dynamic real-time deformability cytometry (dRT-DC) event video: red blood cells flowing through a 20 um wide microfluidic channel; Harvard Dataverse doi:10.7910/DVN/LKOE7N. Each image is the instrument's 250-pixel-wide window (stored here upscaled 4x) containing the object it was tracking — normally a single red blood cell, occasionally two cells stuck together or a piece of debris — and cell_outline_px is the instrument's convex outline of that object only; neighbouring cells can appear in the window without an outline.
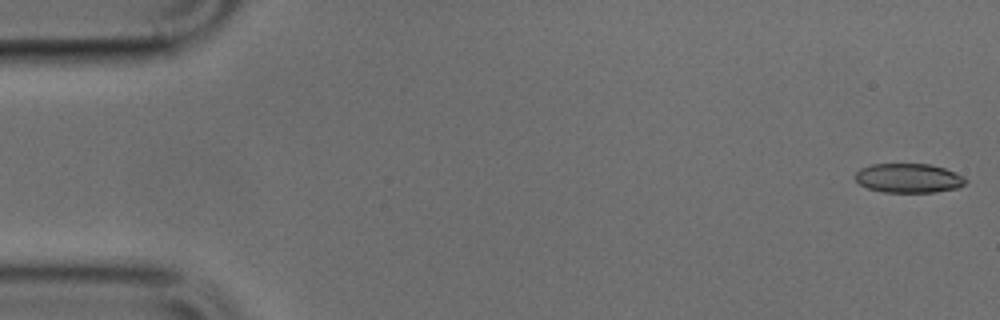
{"species": "common noctule bat (a hibernating species)", "species_latin": "Nyctalus noctula", "temperature_condition": "cold", "stored_images_in_passage": 50, "camera_frame_rate_fps": 3000, "um_per_image_px": 0.085, "animal": {"sex": "male", "body_mass_g": 17.9, "forearm_length_mm": 54.2}, "frame": {"image": 1, "passage_image": 1, "time_ms": 0.0, "image_size_px": [1000, 320], "cell_outline_px": [[968, 180], [960, 188], [936, 192], [884, 192], [868, 188], [860, 184], [856, 180], [856, 172], [860, 168], [872, 164], [928, 164], [944, 168], [964, 176]], "centroid_in_image_um": [77.26, 15.14], "position_along_channel_um": 7.7, "area_um2": 18.84}}
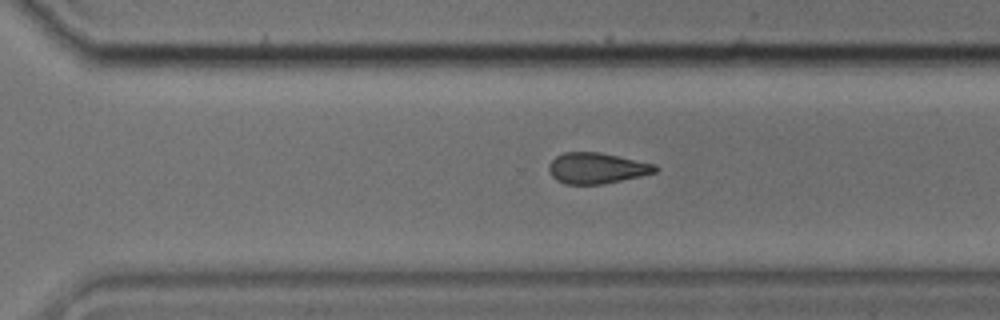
{"frame": {"image": 2, "passage_image": 34, "time_ms": 11.0, "image_size_px": [1000, 320], "cell_outline_px": [[660, 168], [656, 172], [640, 176], [600, 184], [564, 184], [556, 180], [548, 172], [548, 164], [556, 156], [564, 152], [600, 152], [656, 164]], "centroid_in_image_um": [50.71, 14.28], "position_along_channel_um": 319.9, "area_um2": 19.19}}
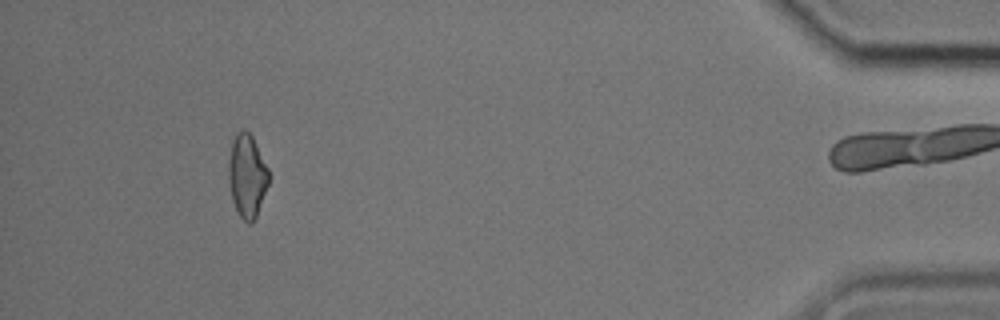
{"frame": {"image": 3, "passage_image": 46, "time_ms": 15.0, "image_size_px": [1000, 320], "cell_outline_px": [[268, 184], [256, 216], [248, 224], [240, 216], [232, 200], [228, 180], [228, 164], [232, 140], [236, 132], [244, 128], [252, 136], [268, 168]], "centroid_in_image_um": [20.98, 14.9], "position_along_channel_um": 414.2, "area_um2": 19.25}}